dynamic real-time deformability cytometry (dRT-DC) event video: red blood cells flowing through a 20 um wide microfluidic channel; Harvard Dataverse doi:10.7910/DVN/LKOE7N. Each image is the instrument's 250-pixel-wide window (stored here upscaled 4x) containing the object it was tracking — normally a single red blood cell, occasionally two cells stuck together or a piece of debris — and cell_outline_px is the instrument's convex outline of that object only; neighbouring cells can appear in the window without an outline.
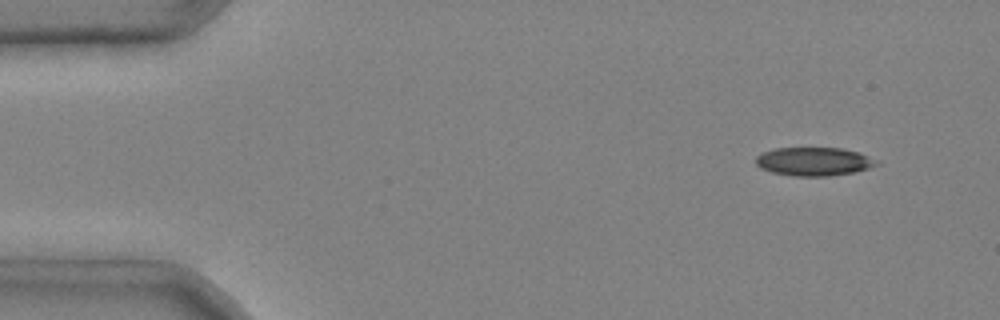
{"species": "common noctule bat (a hibernating species)", "species_latin": "Nyctalus noctula", "temperature_condition": "cold", "stored_images_in_passage": 6, "camera_frame_rate_fps": 3000, "um_per_image_px": 0.085, "animal": {"sex": "male", "body_mass_g": 20.4}, "frame": {"image": 1, "passage_image": 1, "time_ms": 0.0, "image_size_px": [1000, 320], "cell_outline_px": [[880, 164], [868, 168], [852, 172], [828, 176], [792, 176], [772, 172], [760, 168], [756, 164], [756, 156], [764, 152], [776, 148], [840, 148], [860, 152], [880, 160]], "centroid_in_image_um": [69.21, 13.72], "position_along_channel_um": 15.8, "area_um2": 20.11}}
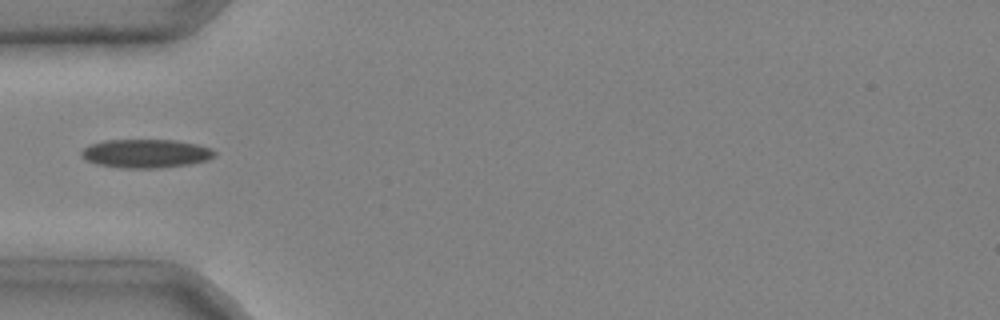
{"frame": {"image": 2, "passage_image": 4, "time_ms": 1.0, "image_size_px": [1000, 320], "cell_outline_px": [[216, 156], [208, 160], [188, 164], [156, 168], [120, 168], [96, 164], [80, 156], [80, 152], [88, 144], [104, 140], [176, 140], [196, 144], [212, 148], [216, 152]], "centroid_in_image_um": [12.39, 13.04], "position_along_channel_um": 72.6, "area_um2": 22.37}}
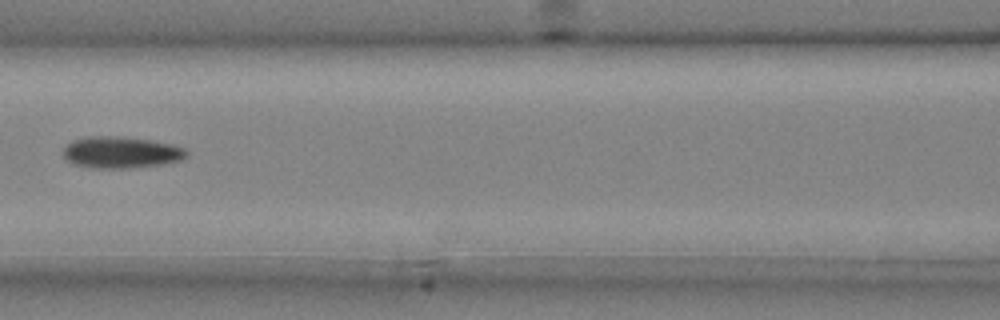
{"frame": {"image": 3, "passage_image": 6, "time_ms": 1.667, "image_size_px": [1000, 320], "cell_outline_px": [[188, 156], [180, 160], [160, 164], [132, 168], [88, 168], [72, 164], [64, 160], [64, 148], [72, 140], [88, 136], [116, 136], [148, 140], [172, 144], [184, 148], [188, 152]], "centroid_in_image_um": [10.24, 12.96], "position_along_channel_um": 156.4, "area_um2": 22.77}}